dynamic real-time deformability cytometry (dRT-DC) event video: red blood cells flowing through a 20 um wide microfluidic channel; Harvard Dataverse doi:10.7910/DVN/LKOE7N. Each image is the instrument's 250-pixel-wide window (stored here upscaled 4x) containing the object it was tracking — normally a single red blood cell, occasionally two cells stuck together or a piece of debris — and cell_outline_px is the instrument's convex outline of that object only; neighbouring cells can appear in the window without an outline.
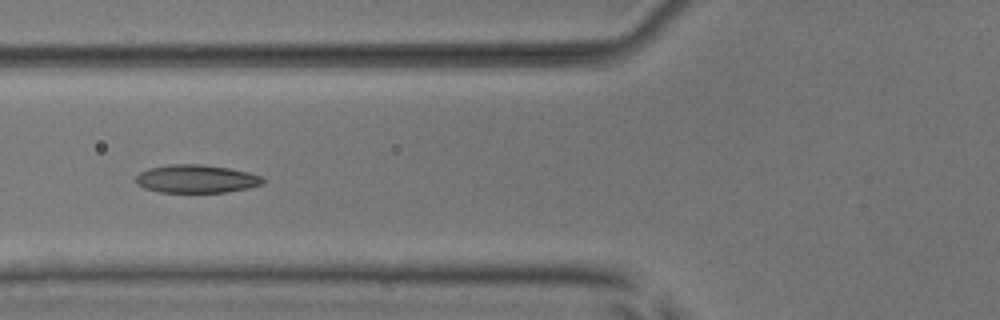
{"species": "common noctule bat (a hibernating species)", "species_latin": "Nyctalus noctula", "temperature_condition": "room temperature", "stored_images_in_passage": 6, "camera_frame_rate_fps": 3000, "um_per_image_px": 0.085, "animal": {"sex": "male", "body_mass_g": 17.9, "forearm_length_mm": 54.2}, "frame": {"image": 1, "passage_image": 6, "time_ms": 6.0, "image_size_px": [1000, 320], "cell_outline_px": [[264, 184], [248, 188], [224, 192], [160, 192], [144, 188], [136, 184], [136, 176], [140, 172], [148, 168], [168, 164], [200, 164], [228, 168], [248, 172], [264, 176]], "centroid_in_image_um": [16.69, 15.2], "position_along_channel_um": 109.1, "area_um2": 20.92}}